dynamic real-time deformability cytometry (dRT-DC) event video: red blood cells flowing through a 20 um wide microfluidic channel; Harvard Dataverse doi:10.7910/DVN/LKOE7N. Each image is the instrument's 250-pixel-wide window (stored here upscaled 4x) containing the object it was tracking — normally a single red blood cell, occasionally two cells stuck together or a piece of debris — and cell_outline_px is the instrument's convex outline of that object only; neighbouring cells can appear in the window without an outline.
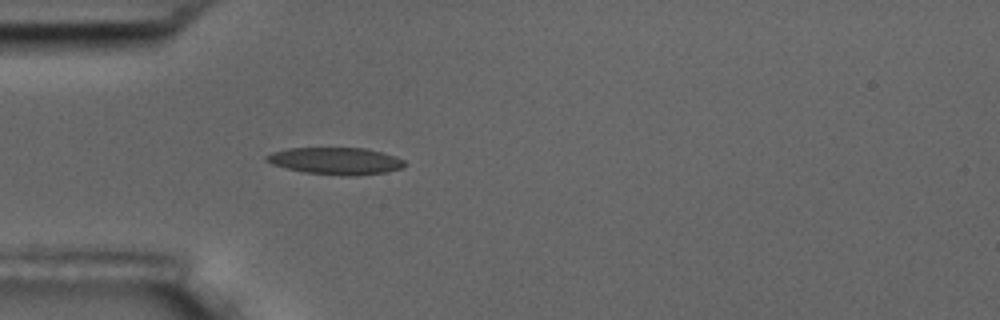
{"species": "common noctule bat (a hibernating species)", "species_latin": "Nyctalus noctula", "temperature_condition": "room temperature", "stored_images_in_passage": 43, "camera_frame_rate_fps": 3000, "um_per_image_px": 0.085, "animal": {"sex": "male", "body_mass_g": 17.5, "forearm_length_mm": 52.3}, "frame": {"image": 1, "passage_image": 6, "time_ms": 1.667, "image_size_px": [1000, 320], "cell_outline_px": [[404, 164], [400, 168], [384, 172], [356, 176], [344, 176], [304, 172], [272, 164], [264, 160], [264, 156], [272, 152], [288, 148], [364, 148], [396, 156], [404, 160]], "centroid_in_image_um": [28.49, 13.68], "position_along_channel_um": 56.5, "area_um2": 21.62}}
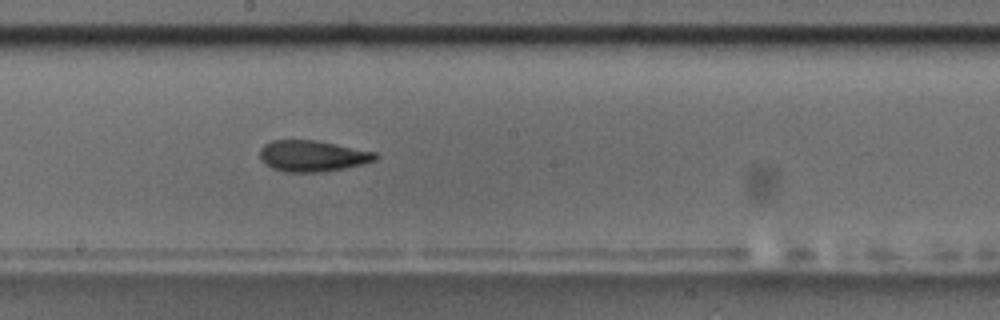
{"frame": {"image": 2, "passage_image": 20, "time_ms": 6.333, "image_size_px": [1000, 320], "cell_outline_px": [[380, 156], [376, 160], [364, 164], [344, 168], [320, 172], [284, 172], [272, 168], [264, 164], [260, 160], [260, 148], [264, 144], [272, 140], [316, 140], [376, 152]], "centroid_in_image_um": [26.55, 13.26], "position_along_channel_um": 221.6, "area_um2": 21.15}}
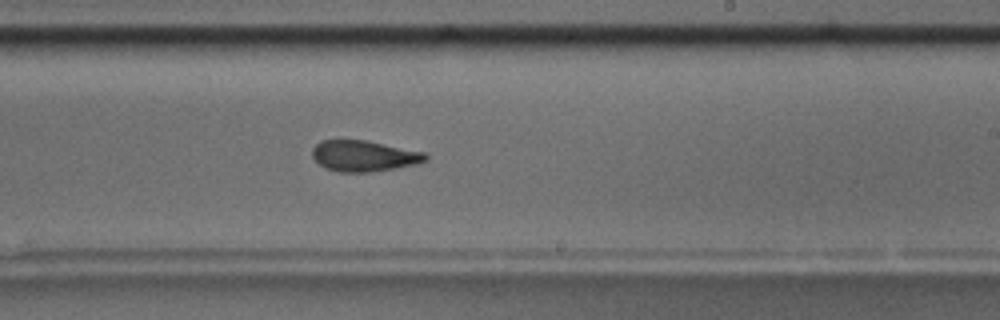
{"frame": {"image": 3, "passage_image": 23, "time_ms": 7.333, "image_size_px": [1000, 320], "cell_outline_px": [[428, 160], [420, 164], [396, 168], [368, 172], [340, 172], [324, 168], [312, 156], [312, 148], [320, 140], [364, 140], [424, 152], [428, 156]], "centroid_in_image_um": [30.94, 13.26], "position_along_channel_um": 258.1, "area_um2": 20.46}, "authors_computed_cell_mechanics": {"area_um2": 20.9814, "velocity_mm_per_s": 3.6539, "shape_relaxation_time_tau1_ms": 3.6999, "shape_relaxation_time_tau2_ms": 2.2495, "deformation_change_tau1": 0.1555, "deformation_change_tau2": 0.1081}}